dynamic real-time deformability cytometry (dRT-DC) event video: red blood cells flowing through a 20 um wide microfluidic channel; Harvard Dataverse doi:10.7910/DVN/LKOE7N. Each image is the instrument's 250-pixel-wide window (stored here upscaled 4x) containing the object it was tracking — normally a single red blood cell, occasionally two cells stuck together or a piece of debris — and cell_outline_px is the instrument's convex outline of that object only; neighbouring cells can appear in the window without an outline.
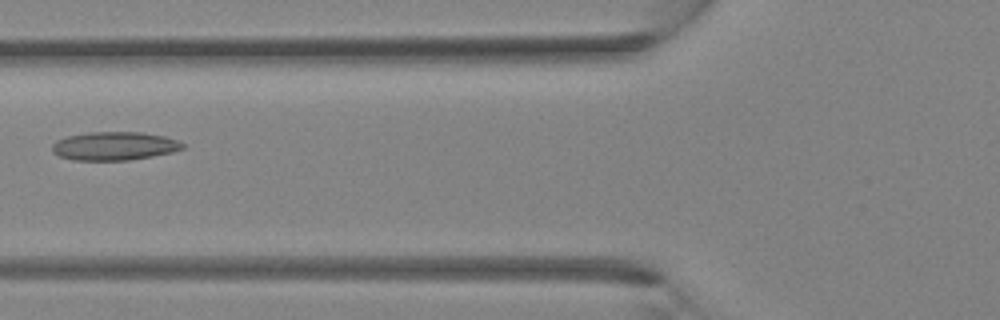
{"species": "Egyptian fruit bat (a non-hibernating species)", "species_latin": "Rousettus aegyptiacus", "temperature_condition": "room temperature", "stored_images_in_passage": 4, "camera_frame_rate_fps": 3000, "um_per_image_px": 0.085, "animal": {"sex": "female"}, "frame": {"image": 1, "passage_image": 4, "time_ms": 3.333, "image_size_px": [1000, 320], "cell_outline_px": [[188, 144], [184, 148], [172, 152], [152, 156], [128, 160], [72, 160], [60, 156], [52, 152], [52, 144], [56, 140], [68, 136], [88, 132], [140, 132], [164, 136]], "centroid_in_image_um": [9.72, 12.41], "position_along_channel_um": 116.1, "area_um2": 21.68}}